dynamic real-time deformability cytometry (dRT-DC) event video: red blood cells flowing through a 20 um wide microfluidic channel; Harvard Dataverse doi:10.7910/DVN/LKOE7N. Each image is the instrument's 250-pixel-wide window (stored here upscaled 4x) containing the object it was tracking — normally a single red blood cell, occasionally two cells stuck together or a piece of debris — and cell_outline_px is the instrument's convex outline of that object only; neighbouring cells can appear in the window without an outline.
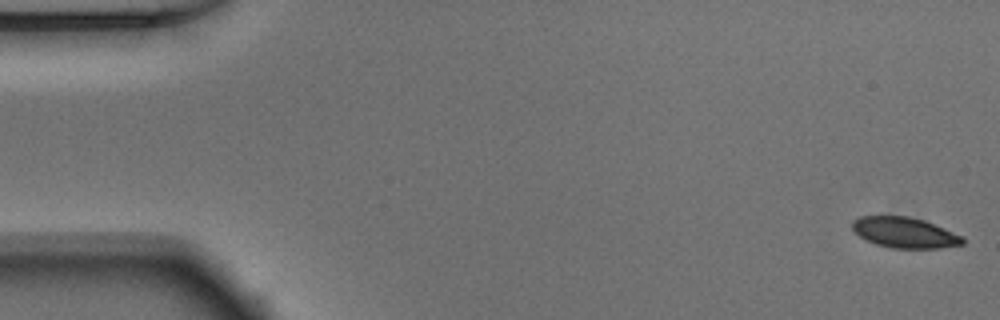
{"species": "Egyptian fruit bat (a non-hibernating species)", "species_latin": "Rousettus aegyptiacus", "temperature_condition": "warm", "stored_images_in_passage": 52, "camera_frame_rate_fps": 3000, "um_per_image_px": 0.085, "animal": {"sex": "male"}, "frame": {"image": 1, "passage_image": 1, "time_ms": 0.0, "image_size_px": [1000, 320], "cell_outline_px": [[964, 244], [940, 248], [892, 248], [876, 244], [860, 236], [852, 228], [852, 220], [860, 216], [908, 216], [924, 220], [964, 236]], "centroid_in_image_um": [76.92, 19.76], "position_along_channel_um": 8.1, "area_um2": 19.65}}
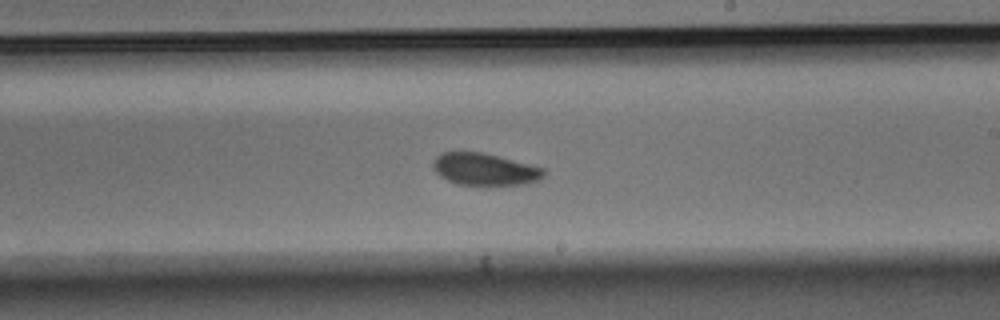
{"frame": {"image": 2, "passage_image": 30, "time_ms": 9.667, "image_size_px": [1000, 320], "cell_outline_px": [[548, 172], [540, 180], [528, 184], [488, 188], [456, 184], [440, 176], [432, 168], [432, 164], [436, 156], [444, 152], [484, 152], [544, 168]], "centroid_in_image_um": [41.25, 14.44], "position_along_channel_um": 247.7, "area_um2": 21.73}}
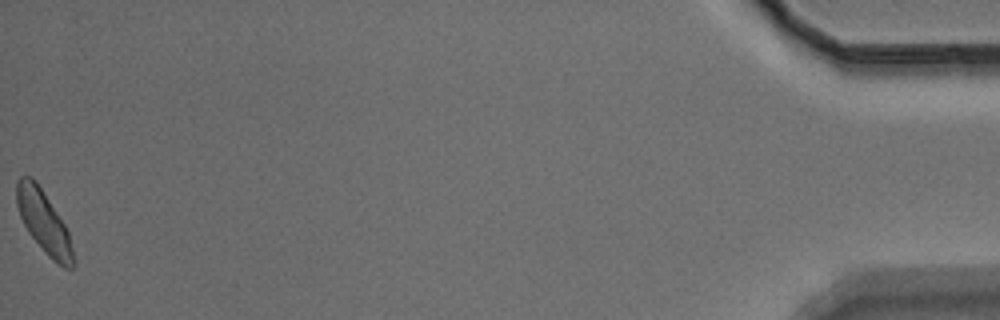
{"frame": {"image": 3, "passage_image": 52, "time_ms": 17.0, "image_size_px": [1000, 320], "cell_outline_px": [[76, 264], [72, 268], [64, 268], [52, 260], [44, 252], [28, 232], [20, 216], [16, 204], [16, 184], [20, 176], [32, 176], [36, 180], [64, 224], [68, 232]], "centroid_in_image_um": [3.72, 18.88], "position_along_channel_um": 431.5, "area_um2": 20.46}, "authors_computed_cell_mechanics": {"area_um2": 21.097, "velocity_mm_per_s": 3.8676, "shape_relaxation_time_tau1_ms": 2.1141, "shape_relaxation_time_tau2_ms": null, "deformation_change_tau1": 0.0865, "deformation_change_tau2": null}}